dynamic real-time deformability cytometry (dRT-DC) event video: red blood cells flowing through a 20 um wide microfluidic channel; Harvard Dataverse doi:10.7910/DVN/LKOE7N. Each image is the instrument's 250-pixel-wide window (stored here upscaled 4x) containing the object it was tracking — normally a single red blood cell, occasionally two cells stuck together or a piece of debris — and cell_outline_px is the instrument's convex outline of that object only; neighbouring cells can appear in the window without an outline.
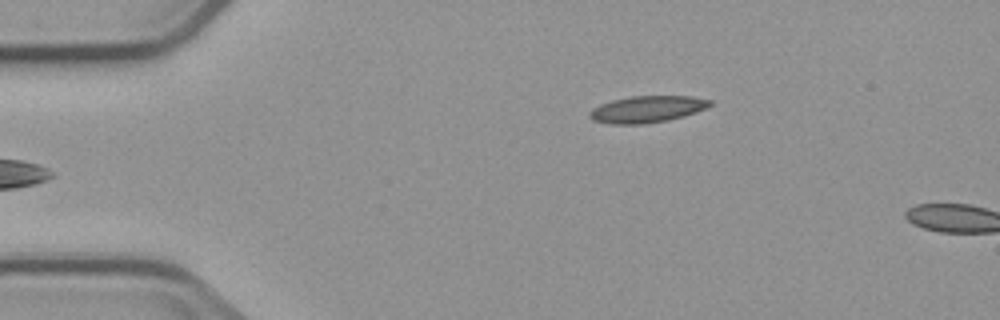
{"species": "common noctule bat (a hibernating species)", "species_latin": "Nyctalus noctula", "temperature_condition": "cold", "stored_images_in_passage": 5, "camera_frame_rate_fps": 3000, "um_per_image_px": 0.085, "animal": {"sex": "male", "body_mass_g": 23.1, "forearm_length_mm": 52.7}, "frame": {"image": 1, "passage_image": 5, "time_ms": 4.667, "image_size_px": [1000, 320], "cell_outline_px": [[712, 104], [696, 112], [684, 116], [668, 120], [640, 124], [612, 124], [592, 120], [588, 116], [588, 112], [592, 108], [600, 104], [612, 100], [632, 96], [692, 96], [712, 100]], "centroid_in_image_um": [54.97, 9.28], "position_along_channel_um": 30.0, "area_um2": 18.73}}